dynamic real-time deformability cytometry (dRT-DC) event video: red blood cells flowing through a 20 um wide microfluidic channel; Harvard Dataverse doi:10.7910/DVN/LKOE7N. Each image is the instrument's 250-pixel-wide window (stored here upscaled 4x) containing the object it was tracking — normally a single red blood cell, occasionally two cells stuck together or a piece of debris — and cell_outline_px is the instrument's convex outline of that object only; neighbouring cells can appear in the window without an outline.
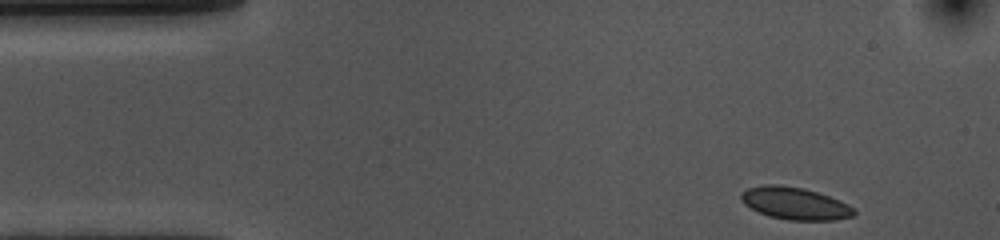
{"species": "common noctule bat (a hibernating species)", "species_latin": "Nyctalus noctula", "temperature_condition": "cold", "stored_images_in_passage": 41, "camera_frame_rate_fps": 3000, "um_per_image_px": 0.085, "animal": {"sex": "female", "body_mass_g": 10.0, "forearm_length_mm": 53.1}, "frame": {"image": 1, "passage_image": 1, "time_ms": 0.0, "image_size_px": [1000, 240], "cell_outline_px": [[856, 212], [852, 216], [832, 220], [788, 220], [768, 216], [744, 204], [740, 200], [740, 192], [748, 188], [764, 184], [780, 184], [804, 188], [840, 200], [856, 208]], "centroid_in_image_um": [67.55, 17.28], "position_along_channel_um": 17.4, "area_um2": 21.33}}
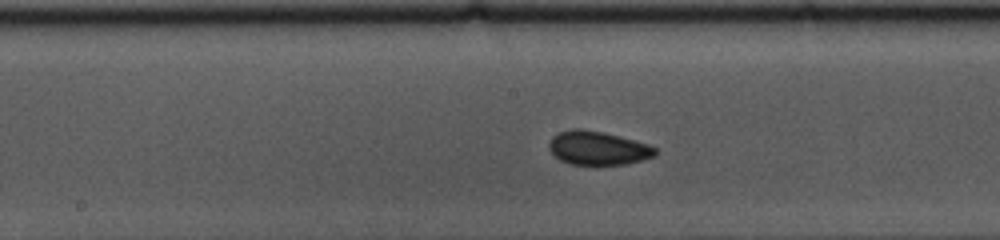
{"frame": {"image": 2, "passage_image": 22, "time_ms": 7.0, "image_size_px": [1000, 240], "cell_outline_px": [[656, 156], [624, 164], [568, 164], [560, 160], [548, 148], [548, 144], [552, 136], [560, 132], [572, 128], [580, 128], [600, 132], [648, 144], [656, 148]], "centroid_in_image_um": [50.78, 12.59], "position_along_channel_um": 197.4, "area_um2": 20.52}}
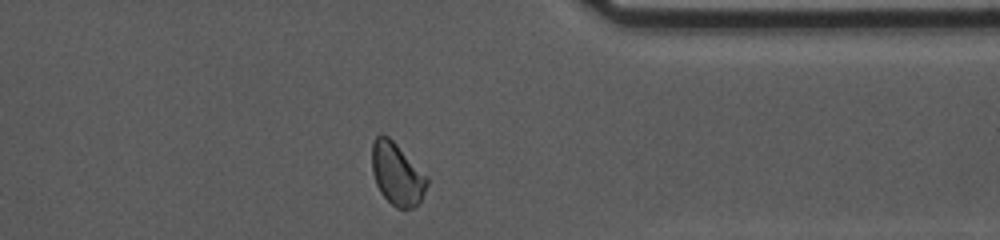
{"frame": {"image": 3, "passage_image": 38, "time_ms": 12.333, "image_size_px": [1000, 240], "cell_outline_px": [[428, 184], [420, 200], [412, 208], [396, 208], [380, 192], [376, 184], [372, 172], [372, 144], [376, 136], [380, 132], [388, 136], [428, 176]], "centroid_in_image_um": [33.73, 14.77], "position_along_channel_um": 377.7, "area_um2": 19.88}, "authors_computed_cell_mechanics": {"area_um2": 20.5768, "velocity_mm_per_s": 3.6022, "shape_relaxation_time_tau1_ms": 3.356, "shape_relaxation_time_tau2_ms": 1.177, "deformation_change_tau1": 0.0503, "deformation_change_tau2": 0.0392}}